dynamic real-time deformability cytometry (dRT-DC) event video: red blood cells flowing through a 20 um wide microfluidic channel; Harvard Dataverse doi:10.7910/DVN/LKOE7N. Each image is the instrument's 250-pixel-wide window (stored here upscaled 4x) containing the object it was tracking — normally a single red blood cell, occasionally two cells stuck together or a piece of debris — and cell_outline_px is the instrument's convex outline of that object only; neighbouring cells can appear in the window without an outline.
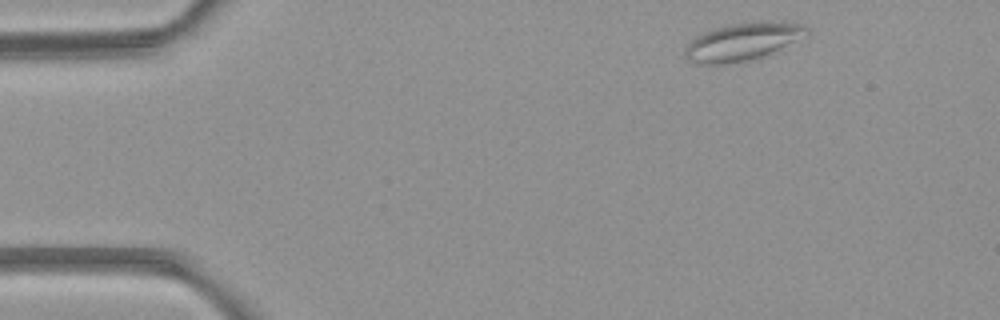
{"species": "common noctule bat (a hibernating species)", "species_latin": "Nyctalus noctula", "temperature_condition": "room temperature", "stored_images_in_passage": 3, "camera_frame_rate_fps": 3000, "um_per_image_px": 0.085, "animal": {"sex": "female", "body_mass_g": 21.9}, "frame": {"image": 1, "passage_image": 1, "time_ms": 0.0, "image_size_px": [1000, 320], "cell_outline_px": [[808, 32], [804, 36], [772, 52], [760, 56], [744, 60], [720, 64], [696, 64], [688, 60], [684, 56], [684, 48], [696, 36], [704, 32], [716, 28], [732, 24], [784, 20], [804, 24], [808, 28]], "centroid_in_image_um": [63.11, 3.52], "position_along_channel_um": 21.9, "area_um2": 26.24}}